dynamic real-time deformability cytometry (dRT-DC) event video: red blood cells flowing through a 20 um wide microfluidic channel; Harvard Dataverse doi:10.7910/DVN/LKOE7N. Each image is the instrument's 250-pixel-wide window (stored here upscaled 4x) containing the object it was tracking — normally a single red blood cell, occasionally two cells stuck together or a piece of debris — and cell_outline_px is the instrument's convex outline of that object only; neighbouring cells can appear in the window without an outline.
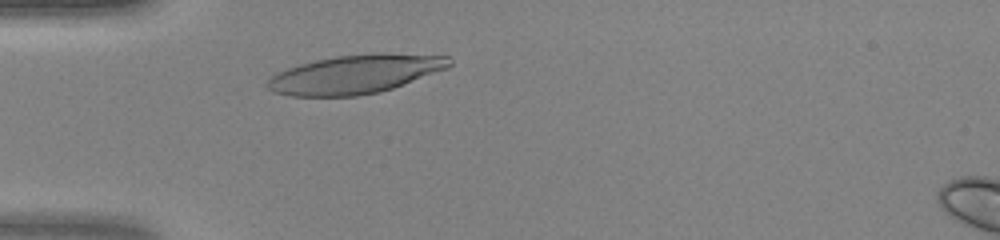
{"species": "human", "species_latin": "Homo sapiens", "temperature_condition": "warm", "stored_images_in_passage": 30, "camera_frame_rate_fps": 3000, "um_per_image_px": 0.085, "donor": {"sex": "female"}, "frame": {"image": 1, "passage_image": 5, "time_ms": 1.333, "image_size_px": [1000, 240], "cell_outline_px": [[452, 64], [448, 68], [392, 88], [380, 92], [356, 96], [292, 96], [272, 92], [268, 88], [268, 80], [272, 76], [288, 68], [300, 64], [316, 60], [336, 56], [448, 56], [452, 60]], "centroid_in_image_um": [30.11, 6.37], "position_along_channel_um": 54.9, "area_um2": 39.3}}
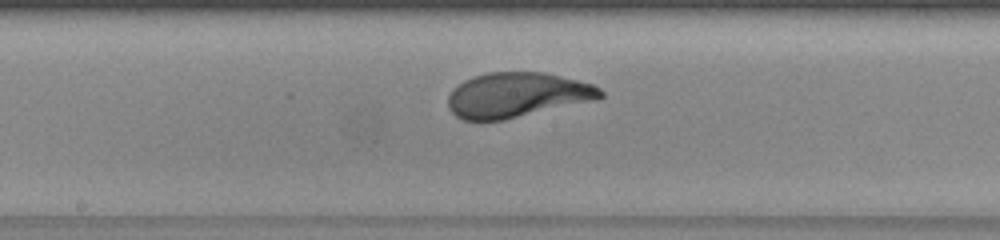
{"frame": {"image": 2, "passage_image": 16, "time_ms": 5.0, "image_size_px": [1000, 240], "cell_outline_px": [[604, 96], [596, 100], [504, 120], [464, 120], [456, 116], [448, 108], [448, 96], [452, 88], [464, 80], [472, 76], [488, 72], [544, 72], [592, 84], [600, 88], [604, 92]], "centroid_in_image_um": [43.93, 8.07], "position_along_channel_um": 204.3, "area_um2": 40.0}}
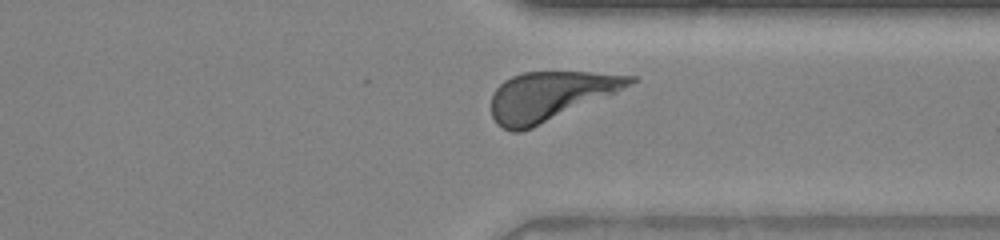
{"frame": {"image": 3, "passage_image": 27, "time_ms": 8.667, "image_size_px": [1000, 240], "cell_outline_px": [[640, 80], [608, 96], [532, 128], [520, 132], [512, 132], [496, 124], [492, 116], [492, 92], [504, 80], [512, 76], [524, 72], [588, 72], [636, 76]], "centroid_in_image_um": [46.75, 8.16], "position_along_channel_um": 364.7, "area_um2": 39.42}}